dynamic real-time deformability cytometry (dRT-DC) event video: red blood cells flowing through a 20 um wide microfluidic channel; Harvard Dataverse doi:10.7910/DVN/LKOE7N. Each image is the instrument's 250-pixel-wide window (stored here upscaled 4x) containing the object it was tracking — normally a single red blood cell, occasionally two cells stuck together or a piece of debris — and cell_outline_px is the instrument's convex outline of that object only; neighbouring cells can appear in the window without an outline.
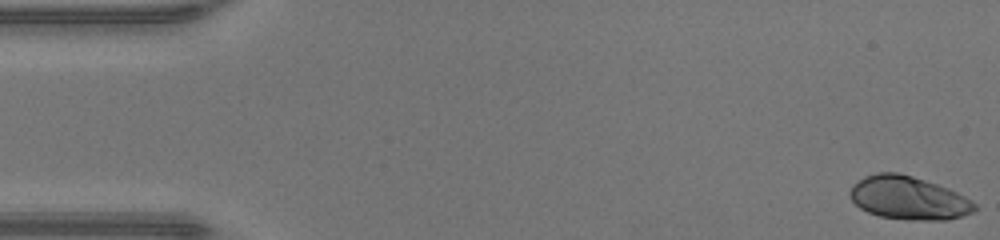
{"species": "human", "species_latin": "Homo sapiens", "temperature_condition": "warm", "stored_images_in_passage": 48, "camera_frame_rate_fps": 3000, "um_per_image_px": 0.085, "donor": {"sex": "male"}, "frame": {"image": 1, "passage_image": 1, "time_ms": 0.0, "image_size_px": [1000, 240], "cell_outline_px": [[976, 208], [972, 212], [948, 220], [908, 220], [880, 216], [868, 212], [860, 208], [852, 200], [848, 192], [852, 184], [864, 176], [876, 172], [896, 172], [912, 176], [948, 188], [972, 200], [976, 204]], "centroid_in_image_um": [77.19, 16.82], "position_along_channel_um": 7.8, "area_um2": 31.44}}
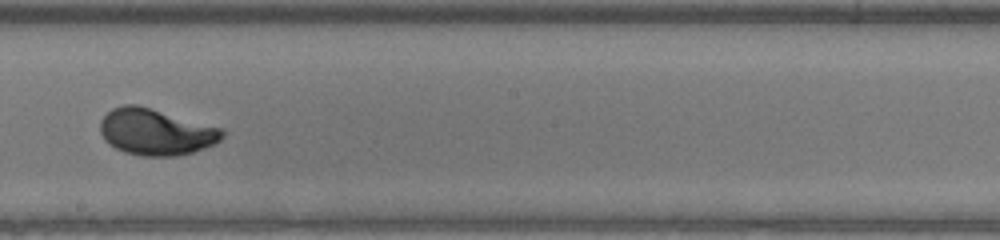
{"frame": {"image": 2, "passage_image": 27, "time_ms": 8.667, "image_size_px": [1000, 240], "cell_outline_px": [[228, 132], [216, 144], [192, 152], [176, 156], [140, 156], [124, 152], [108, 144], [104, 140], [100, 132], [100, 120], [112, 108], [124, 104], [136, 104], [224, 128]], "centroid_in_image_um": [13.27, 11.21], "position_along_channel_um": 234.9, "area_um2": 33.35}}
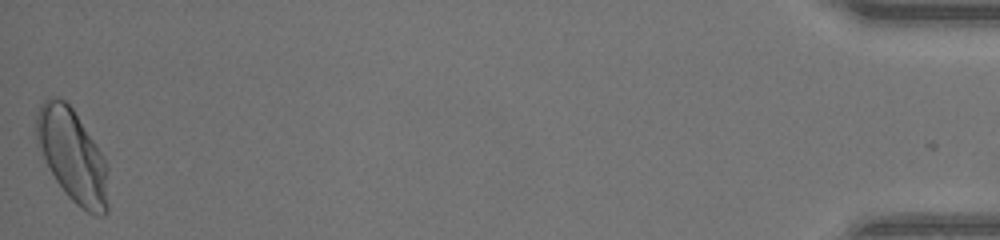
{"frame": {"image": 3, "passage_image": 48, "time_ms": 15.667, "image_size_px": [1000, 240], "cell_outline_px": [[108, 212], [104, 216], [96, 216], [80, 208], [64, 192], [56, 180], [36, 140], [36, 116], [40, 104], [48, 96], [56, 96], [64, 100], [72, 108], [104, 156], [108, 168]], "centroid_in_image_um": [6.19, 13.25], "position_along_channel_um": 429.0, "area_um2": 38.78}, "authors_computed_cell_mechanics": {"area_um2": 32.4258, "velocity_mm_per_s": 4.2941, "shape_relaxation_time_tau1_ms": 2.6362, "shape_relaxation_time_tau2_ms": null, "deformation_change_tau1": 0.1632, "deformation_change_tau2": null}}